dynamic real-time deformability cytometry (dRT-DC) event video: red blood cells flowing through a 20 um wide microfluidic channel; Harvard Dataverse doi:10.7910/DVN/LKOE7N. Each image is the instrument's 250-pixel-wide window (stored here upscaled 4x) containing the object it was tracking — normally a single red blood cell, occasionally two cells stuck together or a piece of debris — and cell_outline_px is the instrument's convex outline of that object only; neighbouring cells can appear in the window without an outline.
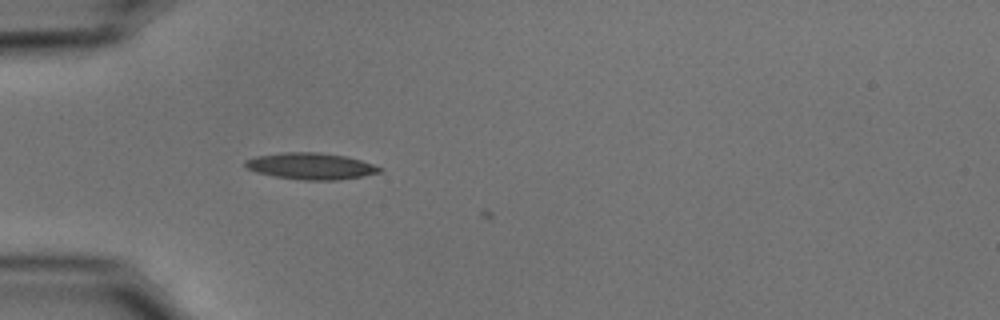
{"species": "common noctule bat (a hibernating species)", "species_latin": "Nyctalus noctula", "temperature_condition": "cold", "stored_images_in_passage": 9, "camera_frame_rate_fps": 3000, "um_per_image_px": 0.085, "animal": {"sex": "male", "body_mass_g": 15.6}, "frame": {"image": 1, "passage_image": 6, "time_ms": 1.667, "image_size_px": [1000, 320], "cell_outline_px": [[384, 168], [380, 172], [364, 176], [336, 180], [304, 180], [276, 176], [256, 172], [244, 168], [244, 160], [256, 156], [280, 152], [320, 152], [344, 156], [360, 160]], "centroid_in_image_um": [26.39, 14.11], "position_along_channel_um": 58.6, "area_um2": 20.81}}